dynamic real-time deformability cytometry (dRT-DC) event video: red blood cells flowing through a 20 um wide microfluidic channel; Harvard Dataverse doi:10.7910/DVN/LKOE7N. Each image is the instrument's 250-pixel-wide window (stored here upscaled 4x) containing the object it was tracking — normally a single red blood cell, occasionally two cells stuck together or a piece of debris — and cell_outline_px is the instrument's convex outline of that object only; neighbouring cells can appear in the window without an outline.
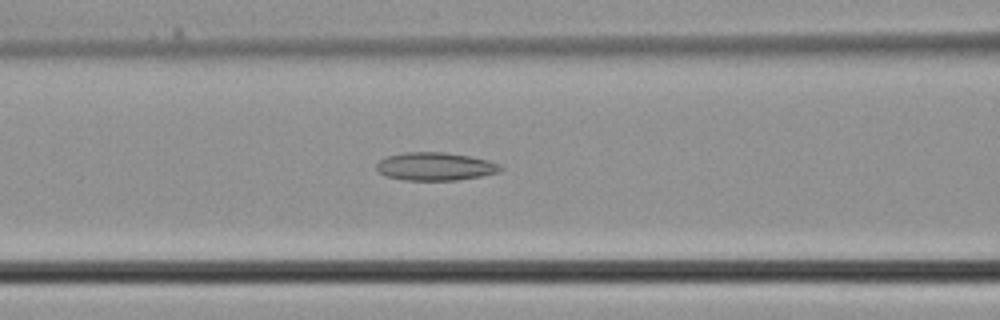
{"species": "common noctule bat (a hibernating species)", "species_latin": "Nyctalus noctula", "temperature_condition": "cold", "stored_images_in_passage": 34, "camera_frame_rate_fps": 3000, "um_per_image_px": 0.085, "animal": {"sex": "male", "body_mass_g": 21.5, "forearm_length_mm": 52.0}, "frame": {"image": 1, "passage_image": 12, "time_ms": 3.667, "image_size_px": [1000, 320], "cell_outline_px": [[504, 168], [500, 172], [480, 176], [456, 180], [404, 180], [388, 176], [380, 172], [376, 168], [376, 164], [380, 160], [388, 156], [404, 152], [444, 152], [472, 156], [488, 160], [500, 164]], "centroid_in_image_um": [37.04, 14.14], "position_along_channel_um": 129.6, "area_um2": 20.29}}
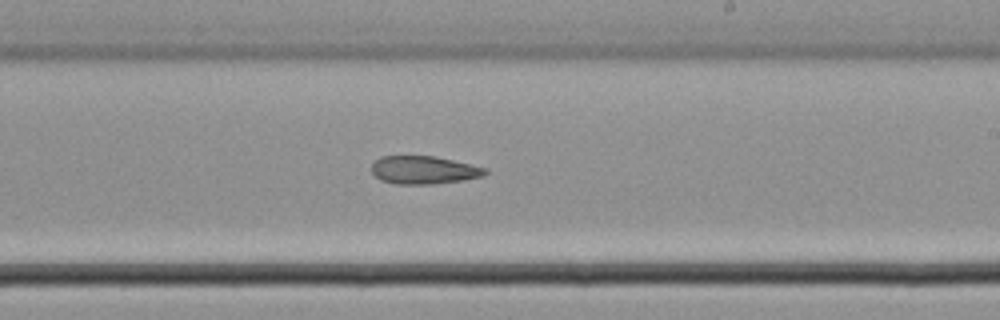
{"frame": {"image": 2, "passage_image": 19, "time_ms": 6.0, "image_size_px": [1000, 320], "cell_outline_px": [[488, 172], [480, 176], [464, 180], [428, 184], [396, 184], [380, 180], [372, 172], [372, 164], [380, 156], [436, 156], [488, 168]], "centroid_in_image_um": [36.02, 14.44], "position_along_channel_um": 253.0, "area_um2": 18.5}}
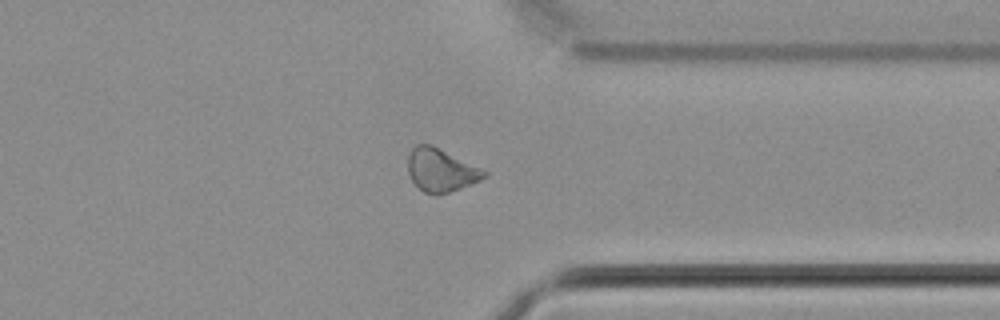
{"frame": {"image": 3, "passage_image": 26, "time_ms": 8.333, "image_size_px": [1000, 320], "cell_outline_px": [[488, 176], [480, 180], [460, 188], [436, 196], [424, 192], [412, 180], [408, 172], [408, 156], [412, 148], [416, 144], [432, 144], [488, 172]], "centroid_in_image_um": [37.46, 14.46], "position_along_channel_um": 373.9, "area_um2": 19.02}}